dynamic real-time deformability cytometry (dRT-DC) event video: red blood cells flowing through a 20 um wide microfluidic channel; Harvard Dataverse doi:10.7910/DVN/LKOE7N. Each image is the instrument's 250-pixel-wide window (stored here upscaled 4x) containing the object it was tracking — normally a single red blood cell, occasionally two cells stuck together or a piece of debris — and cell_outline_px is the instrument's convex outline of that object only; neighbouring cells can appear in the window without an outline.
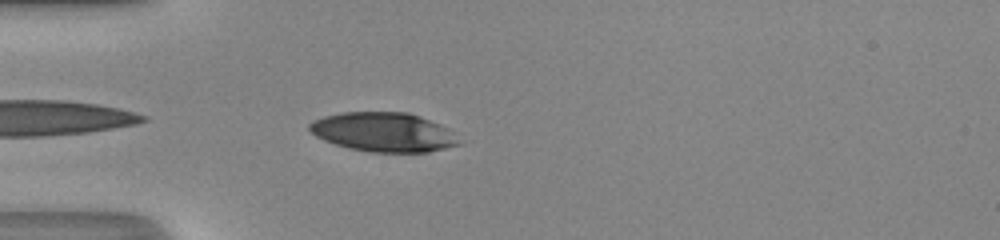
{"species": "human", "species_latin": "Homo sapiens", "temperature_condition": "room temperature", "stored_images_in_passage": 32, "camera_frame_rate_fps": 3000, "um_per_image_px": 0.085, "donor": {"sex": "male"}, "frame": {"image": 1, "passage_image": 2, "time_ms": 0.333, "image_size_px": [1000, 240], "cell_outline_px": [[464, 144], [428, 152], [368, 152], [348, 148], [324, 140], [316, 136], [308, 128], [308, 124], [312, 120], [324, 116], [340, 112], [408, 112], [420, 116], [440, 124], [448, 128]], "centroid_in_image_um": [32.62, 11.23], "position_along_channel_um": 52.4, "area_um2": 34.45}}
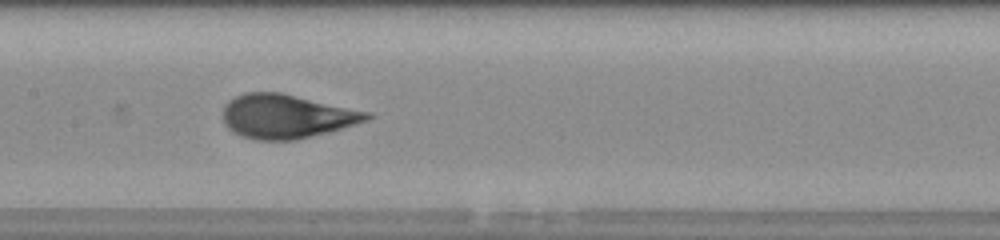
{"frame": {"image": 2, "passage_image": 12, "time_ms": 3.667, "image_size_px": [1000, 240], "cell_outline_px": [[376, 116], [368, 120], [328, 132], [296, 140], [256, 140], [240, 136], [232, 132], [224, 124], [224, 104], [228, 100], [244, 92], [280, 92], [372, 112]], "centroid_in_image_um": [24.36, 9.88], "position_along_channel_um": 183.0, "area_um2": 37.17}}
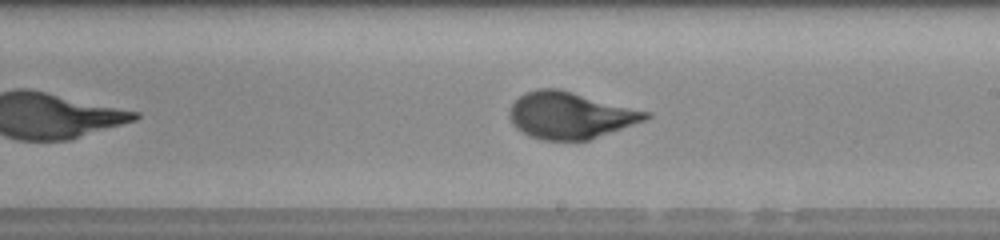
{"frame": {"image": 3, "passage_image": 16, "time_ms": 5.0, "image_size_px": [1000, 240], "cell_outline_px": [[652, 116], [644, 120], [588, 140], [544, 140], [528, 136], [516, 128], [512, 124], [508, 116], [508, 112], [512, 104], [520, 96], [536, 88], [560, 88], [652, 112]], "centroid_in_image_um": [48.45, 9.79], "position_along_channel_um": 240.5, "area_um2": 37.17}, "authors_computed_cell_mechanics": {"area_um2": 36.6741, "velocity_mm_per_s": 4.3304, "shape_relaxation_time_tau1_ms": 4.7483, "shape_relaxation_time_tau2_ms": null, "deformation_change_tau1": 0.2309, "deformation_change_tau2": null}}